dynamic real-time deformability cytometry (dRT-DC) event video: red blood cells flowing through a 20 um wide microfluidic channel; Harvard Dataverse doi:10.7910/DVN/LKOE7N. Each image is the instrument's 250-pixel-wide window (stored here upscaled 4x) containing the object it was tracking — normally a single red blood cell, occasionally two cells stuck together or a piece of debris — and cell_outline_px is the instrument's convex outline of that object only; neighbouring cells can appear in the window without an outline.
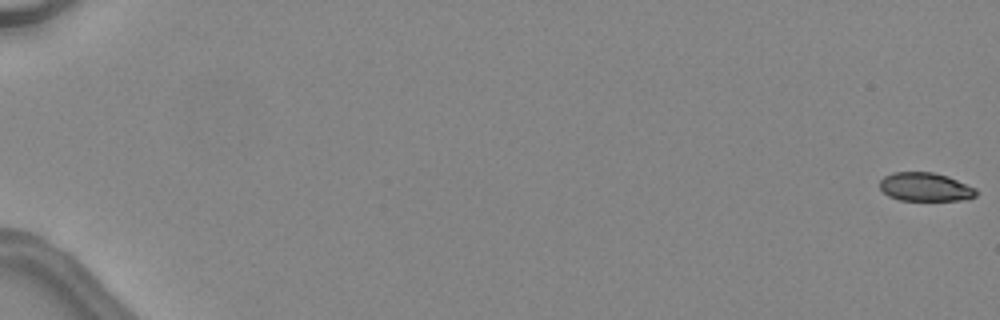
{"species": "common noctule bat (a hibernating species)", "species_latin": "Nyctalus noctula", "temperature_condition": "warm", "stored_images_in_passage": 49, "camera_frame_rate_fps": 3000, "um_per_image_px": 0.085, "animal": {"sex": "female", "body_mass_g": 24.6, "forearm_length_mm": 56.2}, "frame": {"image": 1, "passage_image": 1, "time_ms": 0.0, "image_size_px": [1000, 320], "cell_outline_px": [[976, 196], [968, 200], [900, 200], [888, 196], [880, 188], [880, 180], [884, 176], [892, 172], [932, 172], [948, 176], [976, 188]], "centroid_in_image_um": [78.65, 15.89], "position_along_channel_um": 6.3, "area_um2": 16.13}}
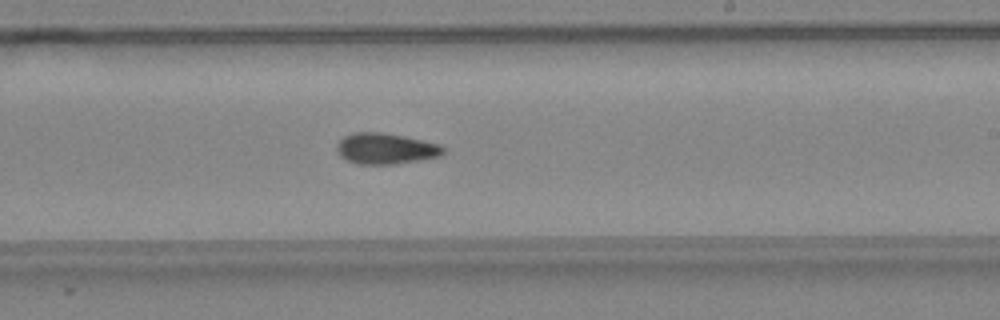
{"frame": {"image": 2, "passage_image": 32, "time_ms": 10.333, "image_size_px": [1000, 320], "cell_outline_px": [[444, 152], [440, 156], [420, 160], [392, 164], [360, 164], [348, 160], [340, 156], [336, 152], [336, 144], [344, 136], [352, 132], [380, 132], [404, 136], [440, 144], [444, 148]], "centroid_in_image_um": [32.76, 12.62], "position_along_channel_um": 256.2, "area_um2": 19.19}}
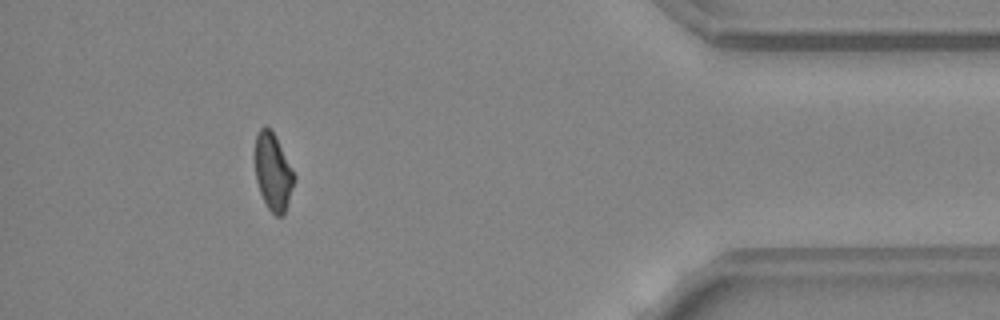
{"frame": {"image": 3, "passage_image": 45, "time_ms": 14.667, "image_size_px": [1000, 320], "cell_outline_px": [[296, 180], [284, 216], [276, 216], [268, 208], [260, 192], [256, 180], [252, 156], [256, 136], [260, 128], [264, 124], [276, 136], [296, 176]], "centroid_in_image_um": [23.19, 14.59], "position_along_channel_um": 412.0, "area_um2": 18.21}, "authors_computed_cell_mechanics": {"area_um2": 18.207, "velocity_mm_per_s": 4.5546, "shape_relaxation_time_tau1_ms": 6.8003, "shape_relaxation_time_tau2_ms": 4.5555, "deformation_change_tau1": 0.1726, "deformation_change_tau2": 0.1098}}